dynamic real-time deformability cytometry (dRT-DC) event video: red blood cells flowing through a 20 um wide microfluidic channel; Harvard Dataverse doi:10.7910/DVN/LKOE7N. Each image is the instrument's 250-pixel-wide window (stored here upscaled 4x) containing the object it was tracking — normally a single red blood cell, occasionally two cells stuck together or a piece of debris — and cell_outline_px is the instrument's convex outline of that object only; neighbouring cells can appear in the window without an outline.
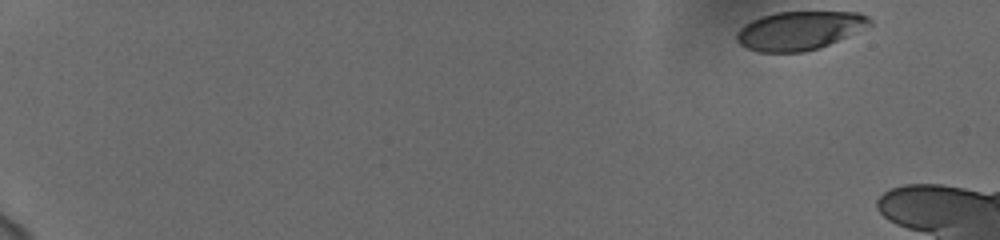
{"species": "human", "species_latin": "Homo sapiens", "temperature_condition": "cold", "stored_images_in_passage": 14, "camera_frame_rate_fps": 3000, "um_per_image_px": 0.085, "donor": {"sex": "female"}, "frame": {"image": 1, "passage_image": 1, "time_ms": 0.0, "image_size_px": [1000, 240], "cell_outline_px": [[872, 24], [820, 48], [804, 52], [756, 52], [740, 44], [736, 40], [736, 32], [744, 24], [752, 20], [776, 12], [860, 12], [868, 16], [872, 20]], "centroid_in_image_um": [67.93, 2.6], "position_along_channel_um": 17.1, "area_um2": 29.82}}